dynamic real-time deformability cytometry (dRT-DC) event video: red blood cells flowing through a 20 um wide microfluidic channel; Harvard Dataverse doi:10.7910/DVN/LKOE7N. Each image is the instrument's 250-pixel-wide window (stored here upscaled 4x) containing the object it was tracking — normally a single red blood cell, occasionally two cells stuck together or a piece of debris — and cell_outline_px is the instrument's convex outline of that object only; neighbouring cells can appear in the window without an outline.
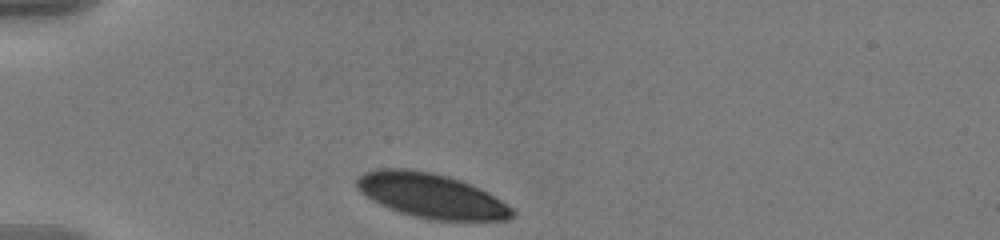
{"species": "human", "species_latin": "Homo sapiens", "temperature_condition": "warm", "stored_images_in_passage": 36, "camera_frame_rate_fps": 3000, "um_per_image_px": 0.085, "donor": {"sex": "male"}, "frame": {"image": 1, "passage_image": 1, "time_ms": 0.0, "image_size_px": [1000, 240], "cell_outline_px": [[516, 216], [508, 220], [436, 220], [416, 216], [400, 212], [380, 204], [372, 200], [360, 192], [356, 188], [356, 180], [364, 172], [384, 168], [400, 168], [428, 172], [448, 176], [460, 180], [480, 188], [488, 192], [512, 208], [516, 212]], "centroid_in_image_um": [36.68, 16.64], "position_along_channel_um": 48.3, "area_um2": 40.06}}
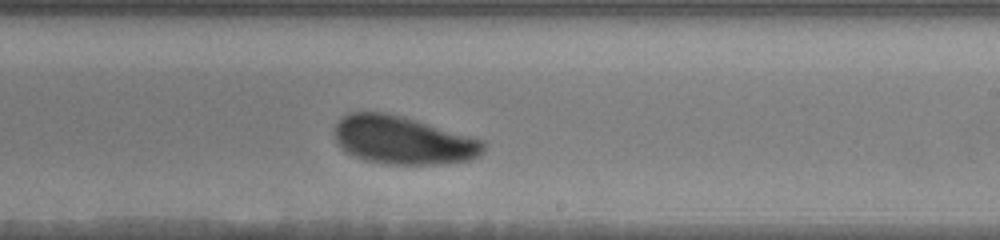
{"frame": {"image": 2, "passage_image": 21, "time_ms": 6.667, "image_size_px": [1000, 240], "cell_outline_px": [[488, 144], [480, 156], [472, 160], [448, 164], [388, 164], [364, 160], [352, 156], [340, 148], [336, 140], [336, 124], [344, 116], [352, 112], [384, 112], [400, 116], [484, 140]], "centroid_in_image_um": [34.29, 11.95], "position_along_channel_um": 254.7, "area_um2": 41.73}}
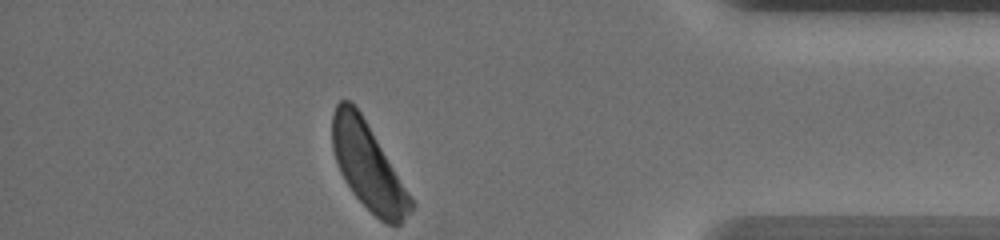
{"frame": {"image": 3, "passage_image": 36, "time_ms": 11.667, "image_size_px": [1000, 240], "cell_outline_px": [[412, 208], [404, 220], [400, 224], [388, 224], [380, 220], [352, 192], [344, 180], [340, 172], [332, 148], [332, 112], [336, 104], [340, 100], [348, 100], [360, 112], [412, 200]], "centroid_in_image_um": [31.22, 14.12], "position_along_channel_um": 404.0, "area_um2": 38.15}, "authors_computed_cell_mechanics": {"area_um2": 42.194, "velocity_mm_per_s": 3.5362, "shape_relaxation_time_tau1_ms": 2.2056, "shape_relaxation_time_tau2_ms": null, "deformation_change_tau1": 0.0996, "deformation_change_tau2": null}}